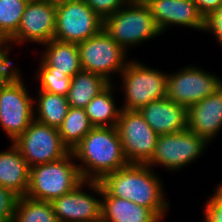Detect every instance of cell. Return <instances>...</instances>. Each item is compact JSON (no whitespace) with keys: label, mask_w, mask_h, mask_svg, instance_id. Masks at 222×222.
<instances>
[{"label":"cell","mask_w":222,"mask_h":222,"mask_svg":"<svg viewBox=\"0 0 222 222\" xmlns=\"http://www.w3.org/2000/svg\"><path fill=\"white\" fill-rule=\"evenodd\" d=\"M99 182L110 196L130 200L151 209L162 220L167 218L171 204L166 199L165 184L160 175L147 164H128L107 174Z\"/></svg>","instance_id":"1"},{"label":"cell","mask_w":222,"mask_h":222,"mask_svg":"<svg viewBox=\"0 0 222 222\" xmlns=\"http://www.w3.org/2000/svg\"><path fill=\"white\" fill-rule=\"evenodd\" d=\"M71 152L84 180L100 181L129 164L116 127H93Z\"/></svg>","instance_id":"2"},{"label":"cell","mask_w":222,"mask_h":222,"mask_svg":"<svg viewBox=\"0 0 222 222\" xmlns=\"http://www.w3.org/2000/svg\"><path fill=\"white\" fill-rule=\"evenodd\" d=\"M103 29L126 52L163 35L148 6L142 3L127 2L103 20Z\"/></svg>","instance_id":"3"},{"label":"cell","mask_w":222,"mask_h":222,"mask_svg":"<svg viewBox=\"0 0 222 222\" xmlns=\"http://www.w3.org/2000/svg\"><path fill=\"white\" fill-rule=\"evenodd\" d=\"M83 181L74 155L70 152L58 161L31 167L25 196L52 202L68 194Z\"/></svg>","instance_id":"4"},{"label":"cell","mask_w":222,"mask_h":222,"mask_svg":"<svg viewBox=\"0 0 222 222\" xmlns=\"http://www.w3.org/2000/svg\"><path fill=\"white\" fill-rule=\"evenodd\" d=\"M123 91L122 110H139L151 101L166 97L167 73L157 68L144 65L137 59L129 60L120 73ZM122 85V86H121Z\"/></svg>","instance_id":"5"},{"label":"cell","mask_w":222,"mask_h":222,"mask_svg":"<svg viewBox=\"0 0 222 222\" xmlns=\"http://www.w3.org/2000/svg\"><path fill=\"white\" fill-rule=\"evenodd\" d=\"M210 145L205 139L188 128L176 133L160 135L157 138L155 150L147 165L162 167L167 171L182 170L202 156ZM189 164V165H188Z\"/></svg>","instance_id":"6"},{"label":"cell","mask_w":222,"mask_h":222,"mask_svg":"<svg viewBox=\"0 0 222 222\" xmlns=\"http://www.w3.org/2000/svg\"><path fill=\"white\" fill-rule=\"evenodd\" d=\"M83 70L102 76L113 83V75H120L129 62L126 52L104 29L97 35L77 44ZM128 57V58H127Z\"/></svg>","instance_id":"7"},{"label":"cell","mask_w":222,"mask_h":222,"mask_svg":"<svg viewBox=\"0 0 222 222\" xmlns=\"http://www.w3.org/2000/svg\"><path fill=\"white\" fill-rule=\"evenodd\" d=\"M22 73L0 89V128L14 142L34 120V95L28 90Z\"/></svg>","instance_id":"8"},{"label":"cell","mask_w":222,"mask_h":222,"mask_svg":"<svg viewBox=\"0 0 222 222\" xmlns=\"http://www.w3.org/2000/svg\"><path fill=\"white\" fill-rule=\"evenodd\" d=\"M167 74L166 97L187 109L214 94L222 86V79L202 67L188 65Z\"/></svg>","instance_id":"9"},{"label":"cell","mask_w":222,"mask_h":222,"mask_svg":"<svg viewBox=\"0 0 222 222\" xmlns=\"http://www.w3.org/2000/svg\"><path fill=\"white\" fill-rule=\"evenodd\" d=\"M13 143L30 168L58 161L71 152L63 143L57 128L35 119Z\"/></svg>","instance_id":"10"},{"label":"cell","mask_w":222,"mask_h":222,"mask_svg":"<svg viewBox=\"0 0 222 222\" xmlns=\"http://www.w3.org/2000/svg\"><path fill=\"white\" fill-rule=\"evenodd\" d=\"M103 29L100 18L84 0H70L56 5L55 40L80 43Z\"/></svg>","instance_id":"11"},{"label":"cell","mask_w":222,"mask_h":222,"mask_svg":"<svg viewBox=\"0 0 222 222\" xmlns=\"http://www.w3.org/2000/svg\"><path fill=\"white\" fill-rule=\"evenodd\" d=\"M124 156L129 164H147L154 153V130L137 110H122L116 125Z\"/></svg>","instance_id":"12"},{"label":"cell","mask_w":222,"mask_h":222,"mask_svg":"<svg viewBox=\"0 0 222 222\" xmlns=\"http://www.w3.org/2000/svg\"><path fill=\"white\" fill-rule=\"evenodd\" d=\"M51 203L59 222H101L102 186L99 181L84 180Z\"/></svg>","instance_id":"13"},{"label":"cell","mask_w":222,"mask_h":222,"mask_svg":"<svg viewBox=\"0 0 222 222\" xmlns=\"http://www.w3.org/2000/svg\"><path fill=\"white\" fill-rule=\"evenodd\" d=\"M56 5L47 0H29L22 14L18 31L9 39L14 45H43L54 38Z\"/></svg>","instance_id":"14"},{"label":"cell","mask_w":222,"mask_h":222,"mask_svg":"<svg viewBox=\"0 0 222 222\" xmlns=\"http://www.w3.org/2000/svg\"><path fill=\"white\" fill-rule=\"evenodd\" d=\"M146 5L162 33L173 26L204 31L205 18L193 0H149Z\"/></svg>","instance_id":"15"},{"label":"cell","mask_w":222,"mask_h":222,"mask_svg":"<svg viewBox=\"0 0 222 222\" xmlns=\"http://www.w3.org/2000/svg\"><path fill=\"white\" fill-rule=\"evenodd\" d=\"M187 128L209 144L216 139L222 130V86L188 108Z\"/></svg>","instance_id":"16"},{"label":"cell","mask_w":222,"mask_h":222,"mask_svg":"<svg viewBox=\"0 0 222 222\" xmlns=\"http://www.w3.org/2000/svg\"><path fill=\"white\" fill-rule=\"evenodd\" d=\"M138 112L158 136L187 129L188 109L167 97L151 101Z\"/></svg>","instance_id":"17"},{"label":"cell","mask_w":222,"mask_h":222,"mask_svg":"<svg viewBox=\"0 0 222 222\" xmlns=\"http://www.w3.org/2000/svg\"><path fill=\"white\" fill-rule=\"evenodd\" d=\"M29 176L30 166L21 156L18 147L11 142L6 150L0 151V185L19 197L25 196Z\"/></svg>","instance_id":"18"},{"label":"cell","mask_w":222,"mask_h":222,"mask_svg":"<svg viewBox=\"0 0 222 222\" xmlns=\"http://www.w3.org/2000/svg\"><path fill=\"white\" fill-rule=\"evenodd\" d=\"M101 222H163L151 209L110 196L102 188Z\"/></svg>","instance_id":"19"},{"label":"cell","mask_w":222,"mask_h":222,"mask_svg":"<svg viewBox=\"0 0 222 222\" xmlns=\"http://www.w3.org/2000/svg\"><path fill=\"white\" fill-rule=\"evenodd\" d=\"M40 63L45 68H54V72L73 77L82 68L77 43L61 42L55 39L41 45Z\"/></svg>","instance_id":"20"},{"label":"cell","mask_w":222,"mask_h":222,"mask_svg":"<svg viewBox=\"0 0 222 222\" xmlns=\"http://www.w3.org/2000/svg\"><path fill=\"white\" fill-rule=\"evenodd\" d=\"M110 84L102 76L81 69L71 79L70 89L66 96L69 106L84 109Z\"/></svg>","instance_id":"21"},{"label":"cell","mask_w":222,"mask_h":222,"mask_svg":"<svg viewBox=\"0 0 222 222\" xmlns=\"http://www.w3.org/2000/svg\"><path fill=\"white\" fill-rule=\"evenodd\" d=\"M115 87L110 84L84 108L93 127H116L122 109L116 104Z\"/></svg>","instance_id":"22"},{"label":"cell","mask_w":222,"mask_h":222,"mask_svg":"<svg viewBox=\"0 0 222 222\" xmlns=\"http://www.w3.org/2000/svg\"><path fill=\"white\" fill-rule=\"evenodd\" d=\"M34 97V119L59 129L69 110L67 97L42 90Z\"/></svg>","instance_id":"23"},{"label":"cell","mask_w":222,"mask_h":222,"mask_svg":"<svg viewBox=\"0 0 222 222\" xmlns=\"http://www.w3.org/2000/svg\"><path fill=\"white\" fill-rule=\"evenodd\" d=\"M12 222H59L51 202L20 196Z\"/></svg>","instance_id":"24"},{"label":"cell","mask_w":222,"mask_h":222,"mask_svg":"<svg viewBox=\"0 0 222 222\" xmlns=\"http://www.w3.org/2000/svg\"><path fill=\"white\" fill-rule=\"evenodd\" d=\"M92 128L93 125L85 109L69 107L68 113L58 130L63 143L72 151Z\"/></svg>","instance_id":"25"},{"label":"cell","mask_w":222,"mask_h":222,"mask_svg":"<svg viewBox=\"0 0 222 222\" xmlns=\"http://www.w3.org/2000/svg\"><path fill=\"white\" fill-rule=\"evenodd\" d=\"M29 0H0V40H9L19 28Z\"/></svg>","instance_id":"26"},{"label":"cell","mask_w":222,"mask_h":222,"mask_svg":"<svg viewBox=\"0 0 222 222\" xmlns=\"http://www.w3.org/2000/svg\"><path fill=\"white\" fill-rule=\"evenodd\" d=\"M33 79L39 83L38 90L67 96L72 77L54 72V68H45L40 62Z\"/></svg>","instance_id":"27"},{"label":"cell","mask_w":222,"mask_h":222,"mask_svg":"<svg viewBox=\"0 0 222 222\" xmlns=\"http://www.w3.org/2000/svg\"><path fill=\"white\" fill-rule=\"evenodd\" d=\"M202 222H222V183L216 186L203 207ZM204 217V218H203Z\"/></svg>","instance_id":"28"},{"label":"cell","mask_w":222,"mask_h":222,"mask_svg":"<svg viewBox=\"0 0 222 222\" xmlns=\"http://www.w3.org/2000/svg\"><path fill=\"white\" fill-rule=\"evenodd\" d=\"M19 196L0 185V222H12Z\"/></svg>","instance_id":"29"},{"label":"cell","mask_w":222,"mask_h":222,"mask_svg":"<svg viewBox=\"0 0 222 222\" xmlns=\"http://www.w3.org/2000/svg\"><path fill=\"white\" fill-rule=\"evenodd\" d=\"M84 2L104 20L123 7L127 0H84Z\"/></svg>","instance_id":"30"},{"label":"cell","mask_w":222,"mask_h":222,"mask_svg":"<svg viewBox=\"0 0 222 222\" xmlns=\"http://www.w3.org/2000/svg\"><path fill=\"white\" fill-rule=\"evenodd\" d=\"M14 46L10 40H0V74H21L22 70L20 71V68L14 65L9 55Z\"/></svg>","instance_id":"31"},{"label":"cell","mask_w":222,"mask_h":222,"mask_svg":"<svg viewBox=\"0 0 222 222\" xmlns=\"http://www.w3.org/2000/svg\"><path fill=\"white\" fill-rule=\"evenodd\" d=\"M205 31L213 34L222 47V4L205 18Z\"/></svg>","instance_id":"32"},{"label":"cell","mask_w":222,"mask_h":222,"mask_svg":"<svg viewBox=\"0 0 222 222\" xmlns=\"http://www.w3.org/2000/svg\"><path fill=\"white\" fill-rule=\"evenodd\" d=\"M199 12L206 18L211 12L215 11L221 4L222 0H193Z\"/></svg>","instance_id":"33"},{"label":"cell","mask_w":222,"mask_h":222,"mask_svg":"<svg viewBox=\"0 0 222 222\" xmlns=\"http://www.w3.org/2000/svg\"><path fill=\"white\" fill-rule=\"evenodd\" d=\"M19 75L20 74H0V89L7 86L10 82H12Z\"/></svg>","instance_id":"34"},{"label":"cell","mask_w":222,"mask_h":222,"mask_svg":"<svg viewBox=\"0 0 222 222\" xmlns=\"http://www.w3.org/2000/svg\"><path fill=\"white\" fill-rule=\"evenodd\" d=\"M47 1H49L51 4L58 5V4H61L70 0H47Z\"/></svg>","instance_id":"35"},{"label":"cell","mask_w":222,"mask_h":222,"mask_svg":"<svg viewBox=\"0 0 222 222\" xmlns=\"http://www.w3.org/2000/svg\"><path fill=\"white\" fill-rule=\"evenodd\" d=\"M149 0H127L129 3H142L146 4Z\"/></svg>","instance_id":"36"}]
</instances>
